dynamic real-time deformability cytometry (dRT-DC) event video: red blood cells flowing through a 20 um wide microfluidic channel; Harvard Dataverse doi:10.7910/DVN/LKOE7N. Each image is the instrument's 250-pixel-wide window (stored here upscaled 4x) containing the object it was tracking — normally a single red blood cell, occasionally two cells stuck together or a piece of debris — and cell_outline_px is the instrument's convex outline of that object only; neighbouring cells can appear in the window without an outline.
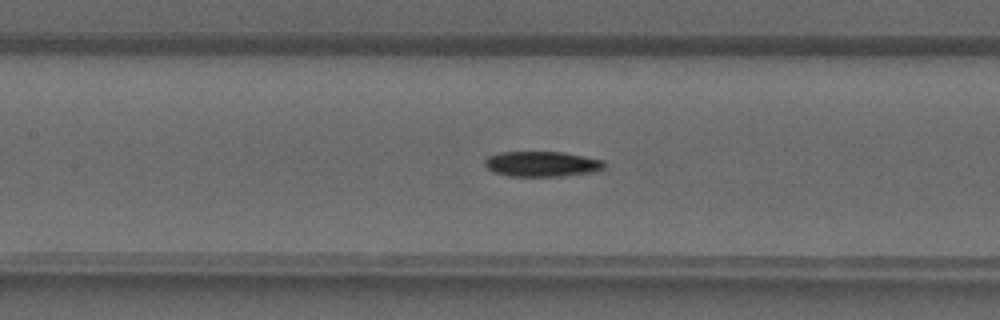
{"species": "common noctule bat (a hibernating species)", "species_latin": "Nyctalus noctula", "temperature_condition": "warm", "stored_images_in_passage": 30, "camera_frame_rate_fps": 3000, "um_per_image_px": 0.085, "animal": {"sex": "male", "forearm_length_mm": 52.5}, "frame": {"image": 1, "passage_image": 7, "time_ms": 2.0, "image_size_px": [1000, 320], "cell_outline_px": [[604, 168], [596, 172], [564, 176], [508, 176], [492, 172], [484, 164], [484, 160], [488, 156], [500, 152], [564, 152], [604, 160]], "centroid_in_image_um": [46.07, 13.94], "position_along_channel_um": 161.3, "area_um2": 17.8}}
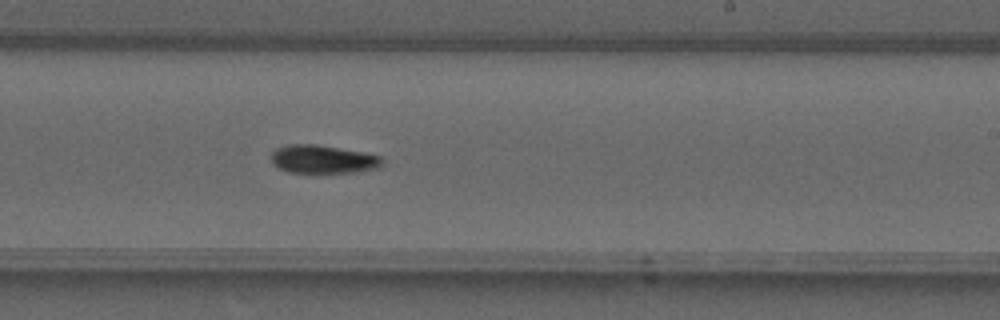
{"frame": {"image": 2, "passage_image": 13, "time_ms": 4.0, "image_size_px": [1000, 320], "cell_outline_px": [[384, 164], [380, 168], [356, 172], [288, 172], [272, 164], [268, 156], [276, 148], [288, 144], [316, 144], [360, 152], [380, 156]], "centroid_in_image_um": [27.41, 13.53], "position_along_channel_um": 261.6, "area_um2": 18.32}}
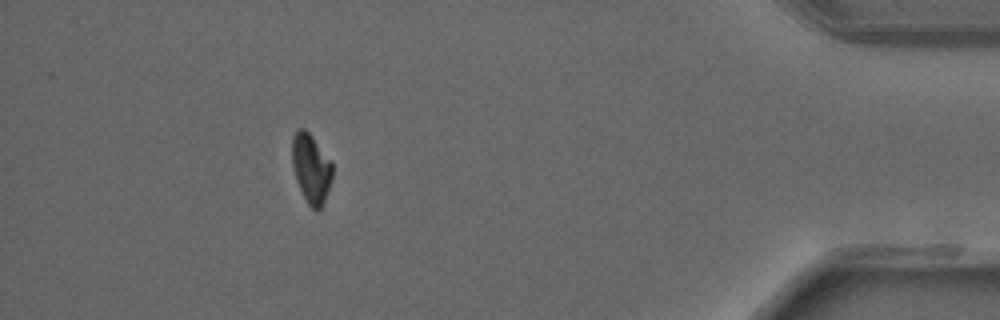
{"frame": {"image": 3, "passage_image": 25, "time_ms": 8.0, "image_size_px": [1000, 320], "cell_outline_px": [[332, 176], [324, 200], [320, 208], [316, 212], [308, 204], [296, 180], [292, 164], [292, 136], [296, 128], [304, 128], [312, 136], [332, 160]], "centroid_in_image_um": [26.43, 14.26], "position_along_channel_um": 408.8, "area_um2": 16.24}}